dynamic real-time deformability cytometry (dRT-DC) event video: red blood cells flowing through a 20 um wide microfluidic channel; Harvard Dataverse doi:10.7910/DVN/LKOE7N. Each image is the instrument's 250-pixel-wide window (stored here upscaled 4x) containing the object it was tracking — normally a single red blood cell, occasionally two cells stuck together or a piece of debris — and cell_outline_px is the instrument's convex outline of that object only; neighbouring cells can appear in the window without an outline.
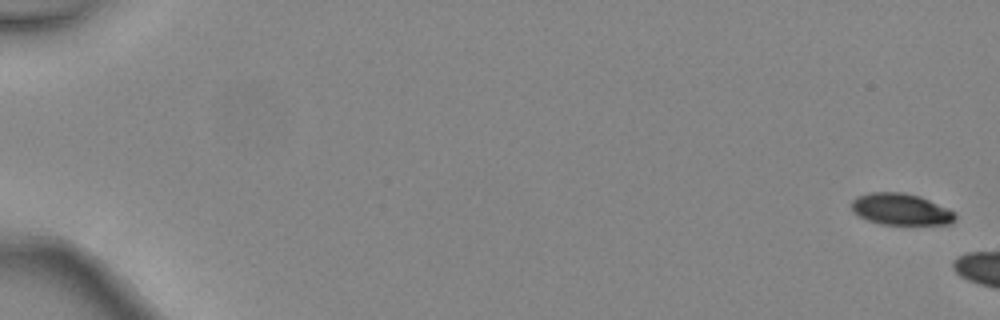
{"species": "common noctule bat (a hibernating species)", "species_latin": "Nyctalus noctula", "temperature_condition": "warm", "stored_images_in_passage": 2, "camera_frame_rate_fps": 3000, "um_per_image_px": 0.085, "animal": {"sex": "female", "body_mass_g": 24.6, "forearm_length_mm": 56.2}, "frame": {"image": 1, "passage_image": 1, "time_ms": 0.0, "image_size_px": [1000, 320], "cell_outline_px": [[956, 220], [948, 224], [880, 224], [868, 220], [852, 212], [852, 200], [856, 196], [872, 192], [904, 192], [920, 196], [948, 208], [956, 212]], "centroid_in_image_um": [76.58, 17.78], "position_along_channel_um": 8.4, "area_um2": 19.13}}